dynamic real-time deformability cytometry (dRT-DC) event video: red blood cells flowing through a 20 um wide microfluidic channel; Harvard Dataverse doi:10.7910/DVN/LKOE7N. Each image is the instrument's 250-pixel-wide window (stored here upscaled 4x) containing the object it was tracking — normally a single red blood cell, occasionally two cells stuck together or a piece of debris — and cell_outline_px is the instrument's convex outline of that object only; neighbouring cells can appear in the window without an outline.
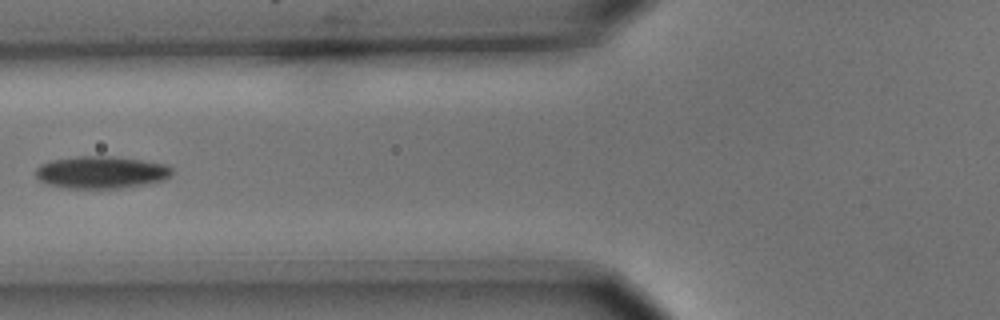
{"species": "common noctule bat (a hibernating species)", "species_latin": "Nyctalus noctula", "temperature_condition": "cold", "stored_images_in_passage": 5, "camera_frame_rate_fps": 3000, "um_per_image_px": 0.085, "animal": {"sex": "male", "body_mass_g": 15.6}, "frame": {"image": 1, "passage_image": 4, "time_ms": 1.0, "image_size_px": [1000, 320], "cell_outline_px": [[172, 172], [164, 180], [144, 184], [120, 188], [64, 188], [48, 184], [40, 180], [36, 176], [36, 168], [40, 164], [52, 160], [76, 156], [112, 156], [140, 160], [164, 164], [172, 168]], "centroid_in_image_um": [8.56, 14.64], "position_along_channel_um": 117.2, "area_um2": 25.49}}
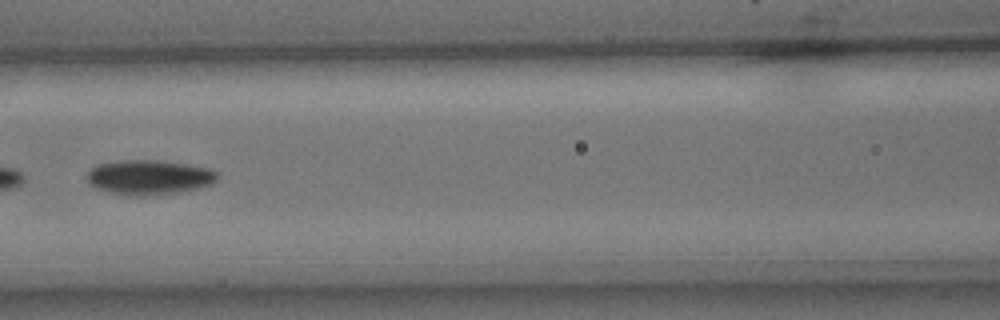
{"frame": {"image": 2, "passage_image": 5, "time_ms": 1.333, "image_size_px": [1000, 320], "cell_outline_px": [[216, 180], [212, 184], [200, 188], [180, 192], [144, 196], [128, 196], [96, 188], [88, 184], [88, 172], [96, 164], [116, 160], [160, 160], [212, 168], [216, 172]], "centroid_in_image_um": [12.67, 15.06], "position_along_channel_um": 153.9, "area_um2": 26.59}}